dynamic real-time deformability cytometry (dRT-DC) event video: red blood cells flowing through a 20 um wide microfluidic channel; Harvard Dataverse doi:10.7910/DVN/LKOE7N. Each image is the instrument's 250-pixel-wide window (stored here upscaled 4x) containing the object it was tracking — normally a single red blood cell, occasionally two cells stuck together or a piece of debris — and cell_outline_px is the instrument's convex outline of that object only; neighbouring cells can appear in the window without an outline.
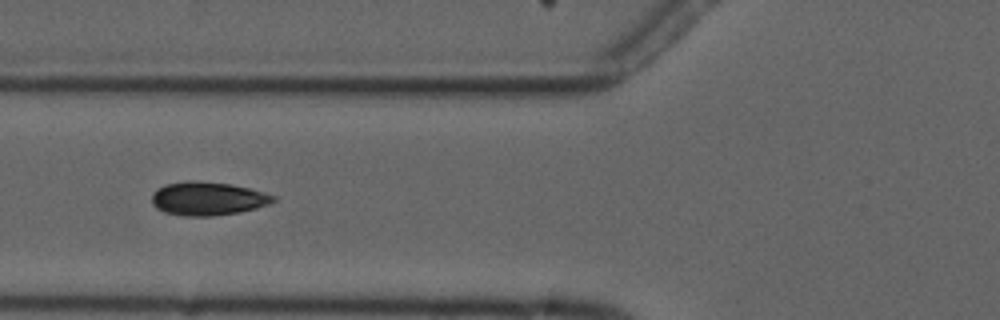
{"species": "common noctule bat (a hibernating species)", "species_latin": "Nyctalus noctula", "temperature_condition": "cold", "stored_images_in_passage": 5, "camera_frame_rate_fps": 3000, "um_per_image_px": 0.085, "animal": {"sex": "male", "forearm_length_mm": 52.5}, "frame": {"image": 1, "passage_image": 5, "time_ms": 5.333, "image_size_px": [1000, 320], "cell_outline_px": [[276, 200], [268, 204], [256, 208], [236, 212], [212, 216], [184, 216], [164, 212], [156, 208], [152, 204], [152, 192], [156, 188], [164, 184], [196, 180], [232, 184], [248, 188], [276, 196]], "centroid_in_image_um": [17.61, 16.87], "position_along_channel_um": 108.2, "area_um2": 23.7}}